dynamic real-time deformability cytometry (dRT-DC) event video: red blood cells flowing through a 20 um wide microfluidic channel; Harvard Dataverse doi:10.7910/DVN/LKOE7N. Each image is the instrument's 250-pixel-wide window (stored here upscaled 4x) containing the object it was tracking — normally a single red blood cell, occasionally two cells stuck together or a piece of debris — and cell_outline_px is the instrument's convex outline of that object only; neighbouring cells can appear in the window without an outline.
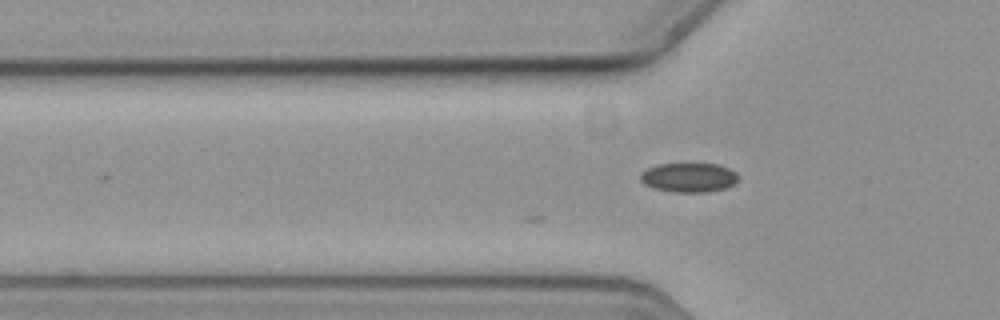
{"species": "common noctule bat (a hibernating species)", "species_latin": "Nyctalus noctula", "temperature_condition": "cold", "stored_images_in_passage": 2, "camera_frame_rate_fps": 3000, "um_per_image_px": 0.085, "animal": {"sex": "female", "body_mass_g": 19.3, "forearm_length_mm": 54.1}, "frame": {"image": 1, "passage_image": 2, "time_ms": 0.333, "image_size_px": [1000, 320], "cell_outline_px": [[736, 180], [732, 184], [724, 188], [708, 192], [672, 192], [652, 188], [644, 184], [640, 180], [640, 172], [656, 164], [716, 164], [728, 168], [736, 172]], "centroid_in_image_um": [58.48, 15.09], "position_along_channel_um": 67.3, "area_um2": 16.65}}